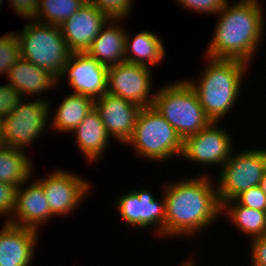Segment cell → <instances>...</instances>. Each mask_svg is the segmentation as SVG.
Returning <instances> with one entry per match:
<instances>
[{
    "instance_id": "2e32d148",
    "label": "cell",
    "mask_w": 266,
    "mask_h": 266,
    "mask_svg": "<svg viewBox=\"0 0 266 266\" xmlns=\"http://www.w3.org/2000/svg\"><path fill=\"white\" fill-rule=\"evenodd\" d=\"M25 184L27 183L17 187L16 206L11 219L7 222L38 231V227L51 220L54 215L51 213L42 185L36 180L31 181L28 187Z\"/></svg>"
},
{
    "instance_id": "5b68a950",
    "label": "cell",
    "mask_w": 266,
    "mask_h": 266,
    "mask_svg": "<svg viewBox=\"0 0 266 266\" xmlns=\"http://www.w3.org/2000/svg\"><path fill=\"white\" fill-rule=\"evenodd\" d=\"M124 145L132 146L138 156L157 162L181 156L183 151L182 138L153 106L140 109L133 135Z\"/></svg>"
},
{
    "instance_id": "3957f363",
    "label": "cell",
    "mask_w": 266,
    "mask_h": 266,
    "mask_svg": "<svg viewBox=\"0 0 266 266\" xmlns=\"http://www.w3.org/2000/svg\"><path fill=\"white\" fill-rule=\"evenodd\" d=\"M197 82L185 79L195 91L199 103L212 122H221L236 104L243 78L249 66L238 59L211 58Z\"/></svg>"
},
{
    "instance_id": "cb8c5ba5",
    "label": "cell",
    "mask_w": 266,
    "mask_h": 266,
    "mask_svg": "<svg viewBox=\"0 0 266 266\" xmlns=\"http://www.w3.org/2000/svg\"><path fill=\"white\" fill-rule=\"evenodd\" d=\"M32 165V160L24 150L8 146L0 147V182L16 187L27 183L33 175Z\"/></svg>"
},
{
    "instance_id": "484cf974",
    "label": "cell",
    "mask_w": 266,
    "mask_h": 266,
    "mask_svg": "<svg viewBox=\"0 0 266 266\" xmlns=\"http://www.w3.org/2000/svg\"><path fill=\"white\" fill-rule=\"evenodd\" d=\"M21 58L20 44L16 32L10 31L0 37V74L5 78L9 69Z\"/></svg>"
},
{
    "instance_id": "f546056e",
    "label": "cell",
    "mask_w": 266,
    "mask_h": 266,
    "mask_svg": "<svg viewBox=\"0 0 266 266\" xmlns=\"http://www.w3.org/2000/svg\"><path fill=\"white\" fill-rule=\"evenodd\" d=\"M235 200L245 207L266 211V195L259 185L242 192Z\"/></svg>"
},
{
    "instance_id": "44dd1931",
    "label": "cell",
    "mask_w": 266,
    "mask_h": 266,
    "mask_svg": "<svg viewBox=\"0 0 266 266\" xmlns=\"http://www.w3.org/2000/svg\"><path fill=\"white\" fill-rule=\"evenodd\" d=\"M125 47L126 62L152 67L164 60V44L154 32L141 31L132 38L126 31Z\"/></svg>"
},
{
    "instance_id": "e575fe53",
    "label": "cell",
    "mask_w": 266,
    "mask_h": 266,
    "mask_svg": "<svg viewBox=\"0 0 266 266\" xmlns=\"http://www.w3.org/2000/svg\"><path fill=\"white\" fill-rule=\"evenodd\" d=\"M193 261H194V260H192V258H191V259L188 258L186 262L183 261L184 263H181V264H179V265H181V266H196L195 263H194Z\"/></svg>"
},
{
    "instance_id": "ba28073f",
    "label": "cell",
    "mask_w": 266,
    "mask_h": 266,
    "mask_svg": "<svg viewBox=\"0 0 266 266\" xmlns=\"http://www.w3.org/2000/svg\"><path fill=\"white\" fill-rule=\"evenodd\" d=\"M42 98L38 97L32 102L22 99L12 113L1 121L3 146L25 151L30 147L28 145H33L44 135L50 113L53 112L48 99Z\"/></svg>"
},
{
    "instance_id": "ac0fdd59",
    "label": "cell",
    "mask_w": 266,
    "mask_h": 266,
    "mask_svg": "<svg viewBox=\"0 0 266 266\" xmlns=\"http://www.w3.org/2000/svg\"><path fill=\"white\" fill-rule=\"evenodd\" d=\"M121 19H110L93 40L86 52L107 67L126 61V30L118 25ZM115 24V25H114Z\"/></svg>"
},
{
    "instance_id": "ffe728a7",
    "label": "cell",
    "mask_w": 266,
    "mask_h": 266,
    "mask_svg": "<svg viewBox=\"0 0 266 266\" xmlns=\"http://www.w3.org/2000/svg\"><path fill=\"white\" fill-rule=\"evenodd\" d=\"M6 78H8V83L22 95L23 99L25 94L30 95V97L31 95L35 96V94L38 96L39 93L58 86L57 78L54 75L23 58H20L9 69Z\"/></svg>"
},
{
    "instance_id": "4dcf8cb0",
    "label": "cell",
    "mask_w": 266,
    "mask_h": 266,
    "mask_svg": "<svg viewBox=\"0 0 266 266\" xmlns=\"http://www.w3.org/2000/svg\"><path fill=\"white\" fill-rule=\"evenodd\" d=\"M17 187L6 182H0V216L6 217L9 221L16 206Z\"/></svg>"
},
{
    "instance_id": "6da1fadb",
    "label": "cell",
    "mask_w": 266,
    "mask_h": 266,
    "mask_svg": "<svg viewBox=\"0 0 266 266\" xmlns=\"http://www.w3.org/2000/svg\"><path fill=\"white\" fill-rule=\"evenodd\" d=\"M212 182L209 175L201 173L164 184L165 238L196 236L220 217L221 205Z\"/></svg>"
},
{
    "instance_id": "f1b7e54d",
    "label": "cell",
    "mask_w": 266,
    "mask_h": 266,
    "mask_svg": "<svg viewBox=\"0 0 266 266\" xmlns=\"http://www.w3.org/2000/svg\"><path fill=\"white\" fill-rule=\"evenodd\" d=\"M180 6L190 9L192 12L202 14H217L223 9L228 0H176Z\"/></svg>"
},
{
    "instance_id": "4fadbf2b",
    "label": "cell",
    "mask_w": 266,
    "mask_h": 266,
    "mask_svg": "<svg viewBox=\"0 0 266 266\" xmlns=\"http://www.w3.org/2000/svg\"><path fill=\"white\" fill-rule=\"evenodd\" d=\"M68 77L75 94L99 99L107 93L108 67L87 53H72L57 79V84Z\"/></svg>"
},
{
    "instance_id": "d590c367",
    "label": "cell",
    "mask_w": 266,
    "mask_h": 266,
    "mask_svg": "<svg viewBox=\"0 0 266 266\" xmlns=\"http://www.w3.org/2000/svg\"><path fill=\"white\" fill-rule=\"evenodd\" d=\"M3 146L2 143V122L0 121V147Z\"/></svg>"
},
{
    "instance_id": "836d02e7",
    "label": "cell",
    "mask_w": 266,
    "mask_h": 266,
    "mask_svg": "<svg viewBox=\"0 0 266 266\" xmlns=\"http://www.w3.org/2000/svg\"><path fill=\"white\" fill-rule=\"evenodd\" d=\"M260 188L263 190V192L266 195V171L264 172L263 178L259 184Z\"/></svg>"
},
{
    "instance_id": "277c9868",
    "label": "cell",
    "mask_w": 266,
    "mask_h": 266,
    "mask_svg": "<svg viewBox=\"0 0 266 266\" xmlns=\"http://www.w3.org/2000/svg\"><path fill=\"white\" fill-rule=\"evenodd\" d=\"M153 107L175 129L182 140L197 134L212 122L186 80L170 83L158 89L155 92Z\"/></svg>"
},
{
    "instance_id": "5bb4252c",
    "label": "cell",
    "mask_w": 266,
    "mask_h": 266,
    "mask_svg": "<svg viewBox=\"0 0 266 266\" xmlns=\"http://www.w3.org/2000/svg\"><path fill=\"white\" fill-rule=\"evenodd\" d=\"M110 18L95 5L86 3L59 27L72 53H86Z\"/></svg>"
},
{
    "instance_id": "30bf717a",
    "label": "cell",
    "mask_w": 266,
    "mask_h": 266,
    "mask_svg": "<svg viewBox=\"0 0 266 266\" xmlns=\"http://www.w3.org/2000/svg\"><path fill=\"white\" fill-rule=\"evenodd\" d=\"M151 67L122 62L108 67L107 93L122 97L141 108L153 106ZM152 92V93H151Z\"/></svg>"
},
{
    "instance_id": "74e56055",
    "label": "cell",
    "mask_w": 266,
    "mask_h": 266,
    "mask_svg": "<svg viewBox=\"0 0 266 266\" xmlns=\"http://www.w3.org/2000/svg\"><path fill=\"white\" fill-rule=\"evenodd\" d=\"M3 4V0H0V8L2 7Z\"/></svg>"
},
{
    "instance_id": "8992f818",
    "label": "cell",
    "mask_w": 266,
    "mask_h": 266,
    "mask_svg": "<svg viewBox=\"0 0 266 266\" xmlns=\"http://www.w3.org/2000/svg\"><path fill=\"white\" fill-rule=\"evenodd\" d=\"M21 58L49 71L57 79L72 54L60 27L30 20L16 32Z\"/></svg>"
},
{
    "instance_id": "d6986e66",
    "label": "cell",
    "mask_w": 266,
    "mask_h": 266,
    "mask_svg": "<svg viewBox=\"0 0 266 266\" xmlns=\"http://www.w3.org/2000/svg\"><path fill=\"white\" fill-rule=\"evenodd\" d=\"M80 152L89 163L96 160L106 152L111 137L108 135L98 111L91 109L79 125L72 131Z\"/></svg>"
},
{
    "instance_id": "52a82bcc",
    "label": "cell",
    "mask_w": 266,
    "mask_h": 266,
    "mask_svg": "<svg viewBox=\"0 0 266 266\" xmlns=\"http://www.w3.org/2000/svg\"><path fill=\"white\" fill-rule=\"evenodd\" d=\"M232 152L218 177L217 196L220 205L234 200L251 187L258 186L266 171V148ZM234 154V155H233Z\"/></svg>"
},
{
    "instance_id": "4316f807",
    "label": "cell",
    "mask_w": 266,
    "mask_h": 266,
    "mask_svg": "<svg viewBox=\"0 0 266 266\" xmlns=\"http://www.w3.org/2000/svg\"><path fill=\"white\" fill-rule=\"evenodd\" d=\"M95 5L110 19H121L128 17L132 10L133 0H87Z\"/></svg>"
},
{
    "instance_id": "1f68e13d",
    "label": "cell",
    "mask_w": 266,
    "mask_h": 266,
    "mask_svg": "<svg viewBox=\"0 0 266 266\" xmlns=\"http://www.w3.org/2000/svg\"><path fill=\"white\" fill-rule=\"evenodd\" d=\"M15 14L25 19H33L38 12L40 0H8Z\"/></svg>"
},
{
    "instance_id": "d4e9b609",
    "label": "cell",
    "mask_w": 266,
    "mask_h": 266,
    "mask_svg": "<svg viewBox=\"0 0 266 266\" xmlns=\"http://www.w3.org/2000/svg\"><path fill=\"white\" fill-rule=\"evenodd\" d=\"M86 1L87 0H40L38 12L33 20L59 27L65 20L77 12Z\"/></svg>"
},
{
    "instance_id": "7c38bea8",
    "label": "cell",
    "mask_w": 266,
    "mask_h": 266,
    "mask_svg": "<svg viewBox=\"0 0 266 266\" xmlns=\"http://www.w3.org/2000/svg\"><path fill=\"white\" fill-rule=\"evenodd\" d=\"M38 182L44 189L45 197L54 216L74 212L91 189L88 180L61 168L49 173L46 178H40Z\"/></svg>"
},
{
    "instance_id": "8fae6325",
    "label": "cell",
    "mask_w": 266,
    "mask_h": 266,
    "mask_svg": "<svg viewBox=\"0 0 266 266\" xmlns=\"http://www.w3.org/2000/svg\"><path fill=\"white\" fill-rule=\"evenodd\" d=\"M216 124L219 122H211L197 134L186 137L181 156L191 163L193 161L199 165L211 166L220 164L222 168L233 152V141L231 133Z\"/></svg>"
},
{
    "instance_id": "603a6c76",
    "label": "cell",
    "mask_w": 266,
    "mask_h": 266,
    "mask_svg": "<svg viewBox=\"0 0 266 266\" xmlns=\"http://www.w3.org/2000/svg\"><path fill=\"white\" fill-rule=\"evenodd\" d=\"M221 215H227L235 228L248 235L250 240L266 235V211L245 207L234 199L221 205Z\"/></svg>"
},
{
    "instance_id": "7402d4cb",
    "label": "cell",
    "mask_w": 266,
    "mask_h": 266,
    "mask_svg": "<svg viewBox=\"0 0 266 266\" xmlns=\"http://www.w3.org/2000/svg\"><path fill=\"white\" fill-rule=\"evenodd\" d=\"M94 108V100L80 94L70 93L53 113L51 128L72 133L85 116ZM53 124V125H52Z\"/></svg>"
},
{
    "instance_id": "9c48e42d",
    "label": "cell",
    "mask_w": 266,
    "mask_h": 266,
    "mask_svg": "<svg viewBox=\"0 0 266 266\" xmlns=\"http://www.w3.org/2000/svg\"><path fill=\"white\" fill-rule=\"evenodd\" d=\"M157 199L146 187L141 190H131L116 200L119 217L128 226L139 228H154L155 232L164 238L165 235V199L162 195ZM157 228V229H156Z\"/></svg>"
},
{
    "instance_id": "9a60e30c",
    "label": "cell",
    "mask_w": 266,
    "mask_h": 266,
    "mask_svg": "<svg viewBox=\"0 0 266 266\" xmlns=\"http://www.w3.org/2000/svg\"><path fill=\"white\" fill-rule=\"evenodd\" d=\"M94 107L98 111L108 135L125 143L134 132L137 115L141 109L138 105L109 93L94 100Z\"/></svg>"
},
{
    "instance_id": "7a4b0ae2",
    "label": "cell",
    "mask_w": 266,
    "mask_h": 266,
    "mask_svg": "<svg viewBox=\"0 0 266 266\" xmlns=\"http://www.w3.org/2000/svg\"><path fill=\"white\" fill-rule=\"evenodd\" d=\"M228 1L218 15L213 37L206 50L211 58L238 59L250 65L261 44L264 29V12L261 2Z\"/></svg>"
},
{
    "instance_id": "e0dca14e",
    "label": "cell",
    "mask_w": 266,
    "mask_h": 266,
    "mask_svg": "<svg viewBox=\"0 0 266 266\" xmlns=\"http://www.w3.org/2000/svg\"><path fill=\"white\" fill-rule=\"evenodd\" d=\"M39 232L5 222L0 229V266H31Z\"/></svg>"
},
{
    "instance_id": "d6a6232c",
    "label": "cell",
    "mask_w": 266,
    "mask_h": 266,
    "mask_svg": "<svg viewBox=\"0 0 266 266\" xmlns=\"http://www.w3.org/2000/svg\"><path fill=\"white\" fill-rule=\"evenodd\" d=\"M252 240V241H251ZM251 262L266 265V235L251 239Z\"/></svg>"
},
{
    "instance_id": "8d00e7d4",
    "label": "cell",
    "mask_w": 266,
    "mask_h": 266,
    "mask_svg": "<svg viewBox=\"0 0 266 266\" xmlns=\"http://www.w3.org/2000/svg\"><path fill=\"white\" fill-rule=\"evenodd\" d=\"M251 266H266V265H260V264H257V263H252Z\"/></svg>"
},
{
    "instance_id": "83f0119b",
    "label": "cell",
    "mask_w": 266,
    "mask_h": 266,
    "mask_svg": "<svg viewBox=\"0 0 266 266\" xmlns=\"http://www.w3.org/2000/svg\"><path fill=\"white\" fill-rule=\"evenodd\" d=\"M22 99V95L9 83L0 85V121L10 115Z\"/></svg>"
}]
</instances>
